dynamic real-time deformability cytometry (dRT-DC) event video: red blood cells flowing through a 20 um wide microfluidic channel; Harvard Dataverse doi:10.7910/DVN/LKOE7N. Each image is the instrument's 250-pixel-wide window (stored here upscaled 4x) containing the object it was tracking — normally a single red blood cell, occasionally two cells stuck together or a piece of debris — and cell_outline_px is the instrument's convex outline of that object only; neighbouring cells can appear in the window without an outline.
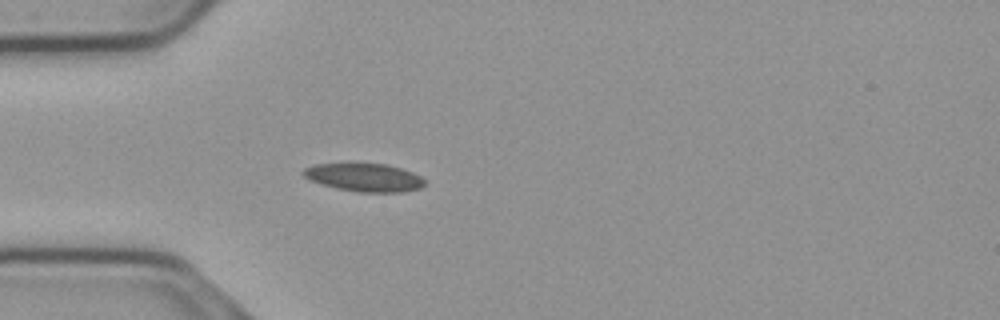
{"species": "common noctule bat (a hibernating species)", "species_latin": "Nyctalus noctula", "temperature_condition": "cold", "stored_images_in_passage": 33, "camera_frame_rate_fps": 3000, "um_per_image_px": 0.085, "animal": {"sex": "male", "body_mass_g": 23.1, "forearm_length_mm": 52.7}, "frame": {"image": 1, "passage_image": 1, "time_ms": 0.0, "image_size_px": [1000, 320], "cell_outline_px": [[424, 184], [420, 188], [404, 192], [356, 192], [336, 188], [312, 180], [304, 176], [304, 168], [316, 164], [384, 164], [400, 168], [412, 172], [420, 176], [424, 180]], "centroid_in_image_um": [31.0, 15.09], "position_along_channel_um": 54.0, "area_um2": 19.48}}
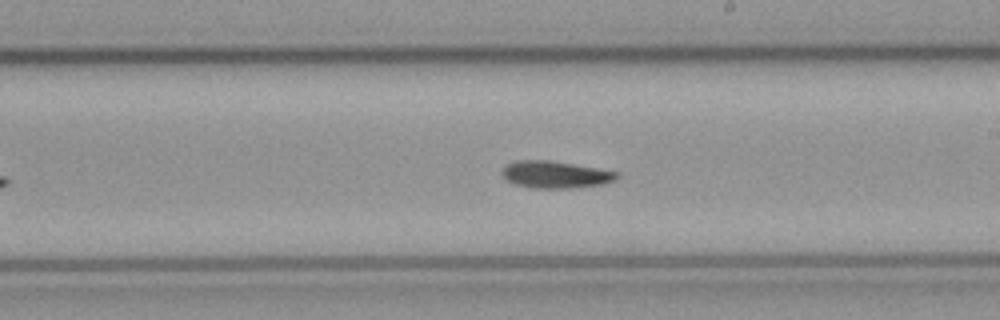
{"frame": {"image": 2, "passage_image": 13, "time_ms": 4.0, "image_size_px": [1000, 320], "cell_outline_px": [[620, 176], [616, 180], [604, 184], [576, 188], [528, 188], [512, 184], [504, 180], [500, 172], [504, 164], [516, 160], [548, 160], [620, 172]], "centroid_in_image_um": [47.15, 14.85], "position_along_channel_um": 241.9, "area_um2": 18.61}}
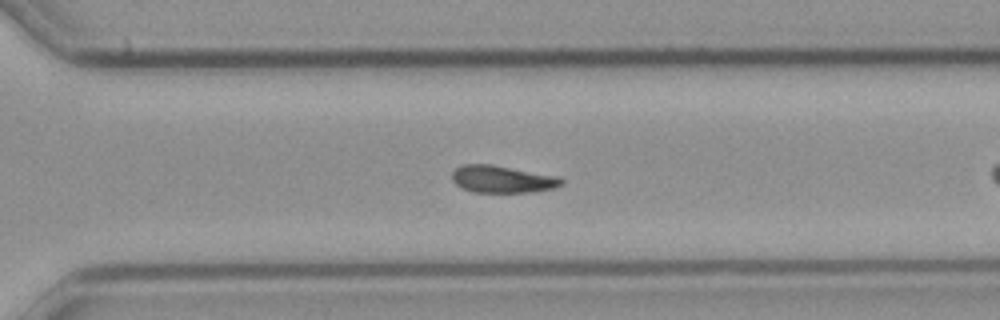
{"frame": {"image": 3, "passage_image": 20, "time_ms": 6.333, "image_size_px": [1000, 320], "cell_outline_px": [[564, 184], [556, 188], [528, 192], [472, 192], [460, 188], [452, 180], [452, 172], [460, 164], [492, 164], [560, 176], [564, 180]], "centroid_in_image_um": [42.71, 15.22], "position_along_channel_um": 327.9, "area_um2": 17.69}}